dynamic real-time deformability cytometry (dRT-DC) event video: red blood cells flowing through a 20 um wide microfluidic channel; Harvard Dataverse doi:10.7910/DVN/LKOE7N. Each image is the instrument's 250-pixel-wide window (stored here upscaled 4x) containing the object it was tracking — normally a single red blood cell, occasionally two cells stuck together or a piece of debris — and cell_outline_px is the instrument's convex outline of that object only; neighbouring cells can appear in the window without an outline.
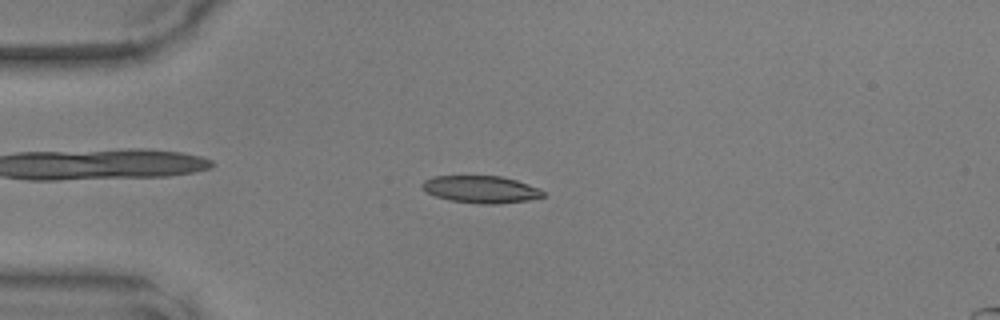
{"species": "common noctule bat (a hibernating species)", "species_latin": "Nyctalus noctula", "temperature_condition": "warm", "stored_images_in_passage": 48, "camera_frame_rate_fps": 3000, "um_per_image_px": 0.085, "animal": {"sex": "male", "body_mass_g": 17.9, "forearm_length_mm": 54.2}, "frame": {"image": 1, "passage_image": 12, "time_ms": 3.667, "image_size_px": [1000, 320], "cell_outline_px": [[544, 196], [528, 200], [496, 204], [480, 204], [448, 200], [436, 196], [420, 188], [420, 184], [424, 180], [432, 176], [500, 176], [516, 180], [528, 184], [544, 192]], "centroid_in_image_um": [40.82, 16.09], "position_along_channel_um": 44.2, "area_um2": 19.13}}
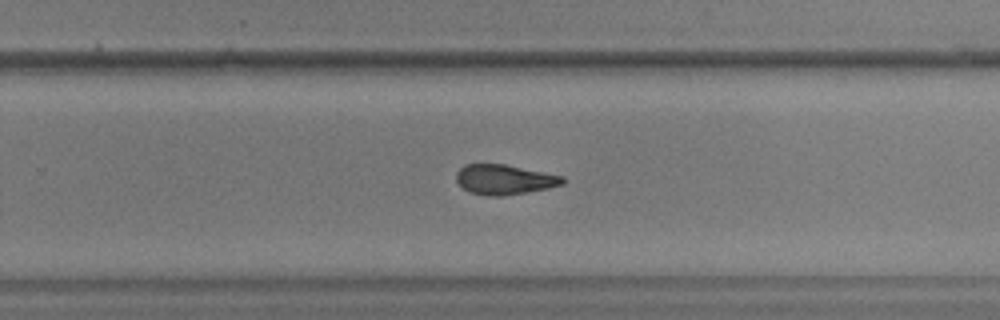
{"frame": {"image": 2, "passage_image": 31, "time_ms": 10.0, "image_size_px": [1000, 320], "cell_outline_px": [[564, 184], [548, 188], [504, 196], [488, 196], [468, 192], [456, 180], [456, 172], [464, 164], [504, 164], [564, 176]], "centroid_in_image_um": [42.86, 15.26], "position_along_channel_um": 286.9, "area_um2": 18.55}}
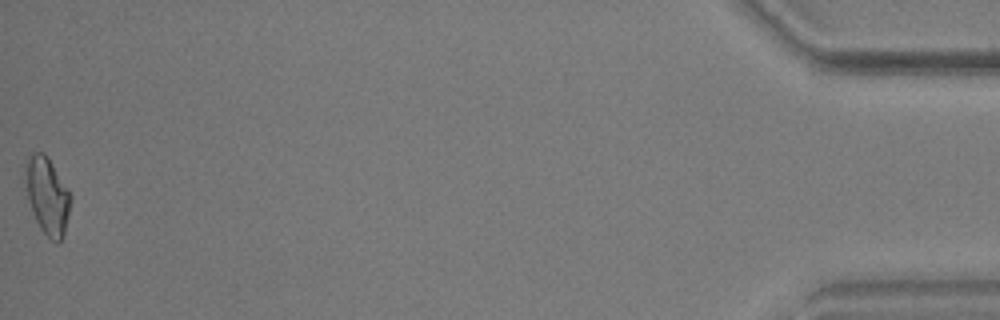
{"frame": {"image": 3, "passage_image": 48, "time_ms": 15.667, "image_size_px": [1000, 320], "cell_outline_px": [[72, 196], [68, 216], [64, 232], [60, 244], [56, 244], [40, 228], [36, 220], [28, 200], [24, 168], [24, 164], [28, 156], [32, 152], [44, 152], [68, 188]], "centroid_in_image_um": [4.02, 16.62], "position_along_channel_um": 431.2, "area_um2": 20.29}}